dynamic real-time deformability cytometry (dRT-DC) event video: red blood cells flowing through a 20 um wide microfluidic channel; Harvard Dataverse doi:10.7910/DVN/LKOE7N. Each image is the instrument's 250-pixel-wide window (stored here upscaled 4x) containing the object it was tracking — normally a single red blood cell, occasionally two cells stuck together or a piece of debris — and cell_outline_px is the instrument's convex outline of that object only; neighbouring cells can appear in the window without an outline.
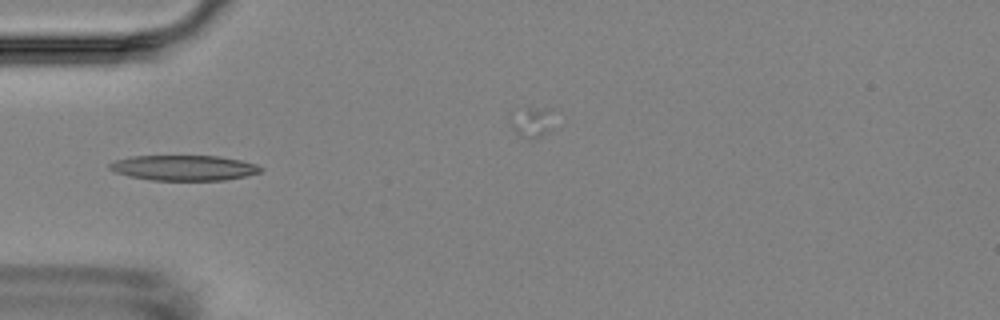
{"species": "Egyptian fruit bat (a non-hibernating species)", "species_latin": "Rousettus aegyptiacus", "temperature_condition": "room temperature", "stored_images_in_passage": 7, "camera_frame_rate_fps": 3000, "um_per_image_px": 0.085, "animal": {"sex": "female"}, "frame": {"image": 1, "passage_image": 5, "time_ms": 4.333, "image_size_px": [1000, 320], "cell_outline_px": [[264, 168], [260, 172], [244, 176], [224, 180], [148, 180], [128, 176], [116, 172], [108, 168], [108, 164], [116, 160], [128, 156], [216, 156], [240, 160], [256, 164]], "centroid_in_image_um": [15.59, 14.26], "position_along_channel_um": 69.4, "area_um2": 22.25}}